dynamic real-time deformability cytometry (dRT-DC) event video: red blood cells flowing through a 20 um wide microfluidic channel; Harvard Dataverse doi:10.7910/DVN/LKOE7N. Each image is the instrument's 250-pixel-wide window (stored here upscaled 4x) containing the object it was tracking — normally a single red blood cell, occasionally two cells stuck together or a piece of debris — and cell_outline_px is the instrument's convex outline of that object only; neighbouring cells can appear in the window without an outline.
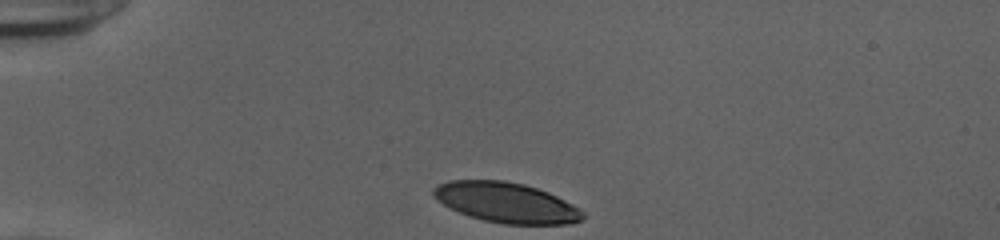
{"species": "human", "species_latin": "Homo sapiens", "temperature_condition": "cold", "stored_images_in_passage": 32, "camera_frame_rate_fps": 3000, "um_per_image_px": 0.085, "donor": {"sex": "female"}, "frame": {"image": 1, "passage_image": 1, "time_ms": 0.0, "image_size_px": [1000, 240], "cell_outline_px": [[584, 216], [580, 220], [572, 224], [504, 224], [484, 220], [468, 216], [436, 200], [432, 196], [432, 188], [436, 184], [448, 180], [504, 180], [524, 184], [548, 192], [580, 208], [584, 212]], "centroid_in_image_um": [43.0, 17.21], "position_along_channel_um": 42.0, "area_um2": 35.08}}
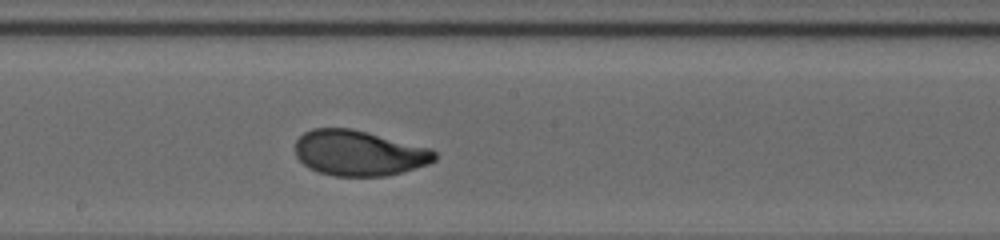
{"frame": {"image": 2, "passage_image": 18, "time_ms": 5.667, "image_size_px": [1000, 240], "cell_outline_px": [[436, 160], [428, 164], [388, 176], [332, 176], [308, 168], [296, 156], [296, 140], [304, 132], [312, 128], [352, 128], [432, 148], [436, 152]], "centroid_in_image_um": [30.52, 13.0], "position_along_channel_um": 217.7, "area_um2": 37.11}}
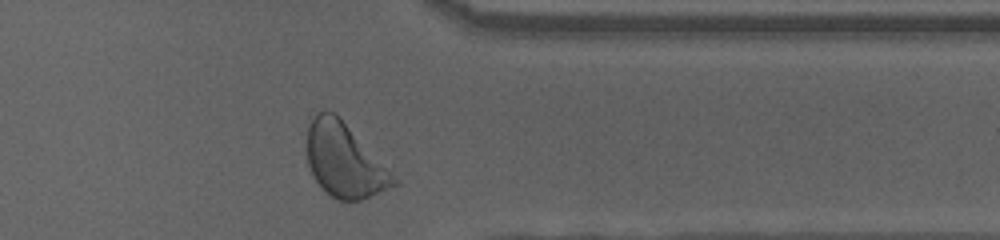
{"frame": {"image": 3, "passage_image": 31, "time_ms": 10.0, "image_size_px": [1000, 240], "cell_outline_px": [[400, 184], [360, 200], [336, 200], [312, 176], [308, 164], [308, 124], [316, 112], [336, 112], [400, 180]], "centroid_in_image_um": [29.31, 13.63], "position_along_channel_um": 382.1, "area_um2": 37.17}, "authors_computed_cell_mechanics": {"area_um2": 37.0787, "velocity_mm_per_s": 3.8725, "shape_relaxation_time_tau1_ms": 3.0522, "shape_relaxation_time_tau2_ms": 0.7867, "deformation_change_tau1": 0.1744, "deformation_change_tau2": 0.0467}}